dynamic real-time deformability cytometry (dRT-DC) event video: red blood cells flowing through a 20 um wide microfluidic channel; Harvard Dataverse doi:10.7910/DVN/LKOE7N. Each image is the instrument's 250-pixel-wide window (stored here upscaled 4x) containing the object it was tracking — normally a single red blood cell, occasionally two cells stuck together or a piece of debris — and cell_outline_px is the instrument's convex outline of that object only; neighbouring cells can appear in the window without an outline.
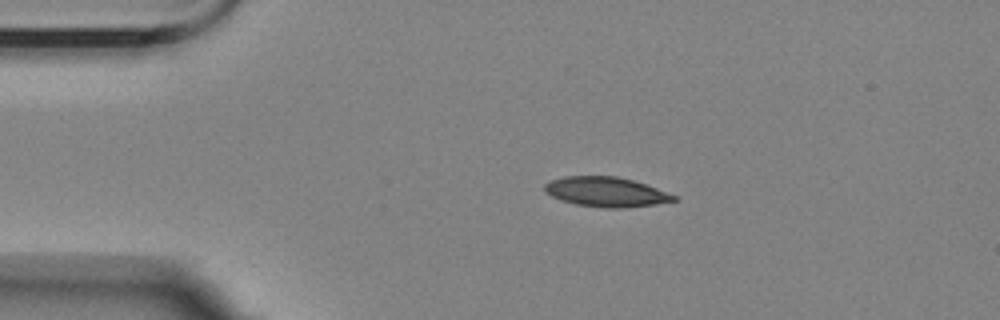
{"species": "Egyptian fruit bat (a non-hibernating species)", "species_latin": "Rousettus aegyptiacus", "temperature_condition": "room temperature", "stored_images_in_passage": 3, "camera_frame_rate_fps": 3000, "um_per_image_px": 0.085, "animal": {"sex": "female"}, "frame": {"image": 1, "passage_image": 1, "time_ms": 0.0, "image_size_px": [1000, 320], "cell_outline_px": [[680, 200], [656, 204], [624, 208], [604, 208], [576, 204], [560, 200], [544, 192], [544, 184], [552, 180], [564, 176], [616, 176], [632, 180], [656, 188], [676, 196]], "centroid_in_image_um": [51.5, 16.32], "position_along_channel_um": 33.5, "area_um2": 22.37}}
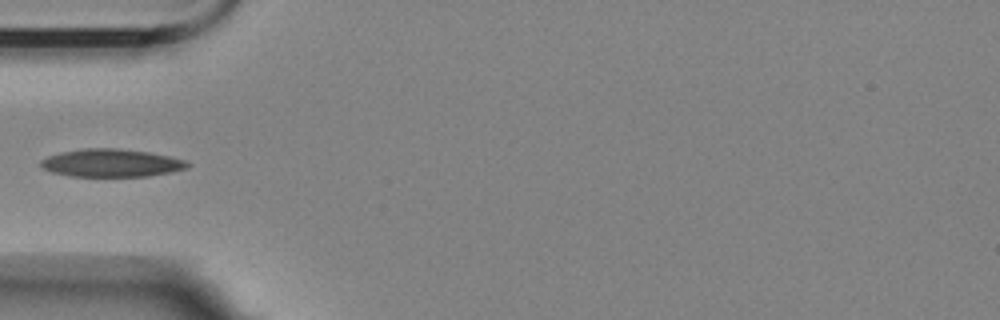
{"frame": {"image": 2, "passage_image": 3, "time_ms": 2.333, "image_size_px": [1000, 320], "cell_outline_px": [[192, 164], [188, 168], [172, 172], [148, 176], [72, 176], [52, 172], [44, 168], [40, 164], [40, 160], [48, 156], [60, 152], [84, 148], [120, 148], [148, 152], [168, 156], [184, 160]], "centroid_in_image_um": [9.48, 13.85], "position_along_channel_um": 75.5, "area_um2": 23.81}}